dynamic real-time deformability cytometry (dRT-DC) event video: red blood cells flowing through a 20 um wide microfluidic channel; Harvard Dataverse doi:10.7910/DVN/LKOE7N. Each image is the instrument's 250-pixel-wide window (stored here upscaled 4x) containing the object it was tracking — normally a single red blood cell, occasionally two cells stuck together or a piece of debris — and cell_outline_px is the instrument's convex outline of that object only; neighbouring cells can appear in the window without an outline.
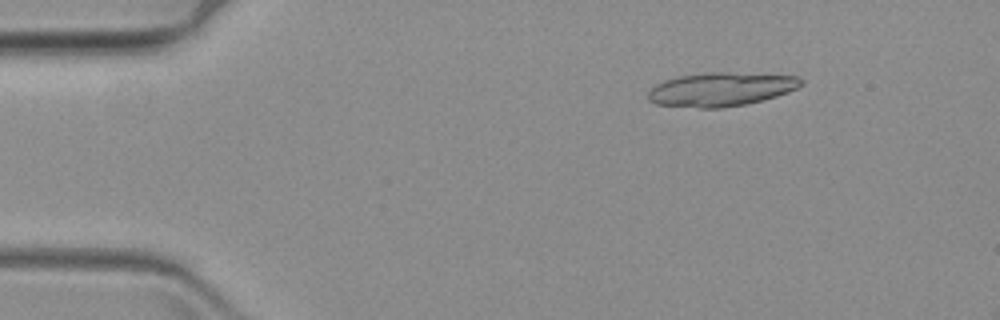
{"species": "common noctule bat (a hibernating species)", "species_latin": "Nyctalus noctula", "temperature_condition": "warm", "stored_images_in_passage": 12, "camera_frame_rate_fps": 3000, "um_per_image_px": 0.085, "animal": {"sex": "female", "body_mass_g": 19.3, "forearm_length_mm": 54.1}, "frame": {"image": 1, "passage_image": 4, "time_ms": 1.0, "image_size_px": [1000, 320], "cell_outline_px": [[804, 84], [788, 92], [776, 96], [744, 104], [720, 108], [700, 108], [656, 104], [648, 100], [648, 92], [656, 84], [664, 80], [676, 76], [704, 72], [728, 72], [796, 76], [804, 80]], "centroid_in_image_um": [61.26, 7.58], "position_along_channel_um": 23.7, "area_um2": 30.11}}